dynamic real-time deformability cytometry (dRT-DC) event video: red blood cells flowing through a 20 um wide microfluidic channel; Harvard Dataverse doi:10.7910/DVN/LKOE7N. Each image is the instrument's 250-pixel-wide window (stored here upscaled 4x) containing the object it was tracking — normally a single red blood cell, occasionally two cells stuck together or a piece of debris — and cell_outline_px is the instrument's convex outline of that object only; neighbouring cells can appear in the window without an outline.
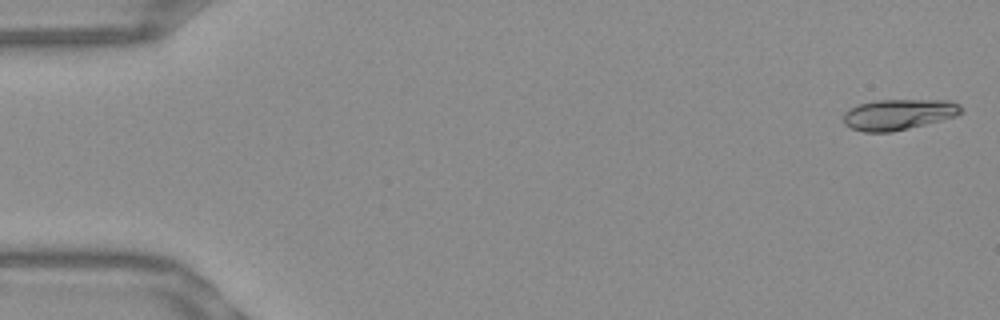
{"species": "Egyptian fruit bat (a non-hibernating species)", "species_latin": "Rousettus aegyptiacus", "temperature_condition": "warm", "stored_images_in_passage": 52, "camera_frame_rate_fps": 3000, "um_per_image_px": 0.085, "frame": {"image": 1, "passage_image": 1, "time_ms": 0.0, "image_size_px": [1000, 320], "cell_outline_px": [[964, 112], [956, 116], [892, 132], [864, 132], [852, 128], [844, 124], [844, 112], [860, 104], [876, 100], [952, 100], [960, 104], [964, 108]], "centroid_in_image_um": [76.43, 9.72], "position_along_channel_um": 8.6, "area_um2": 21.04}}
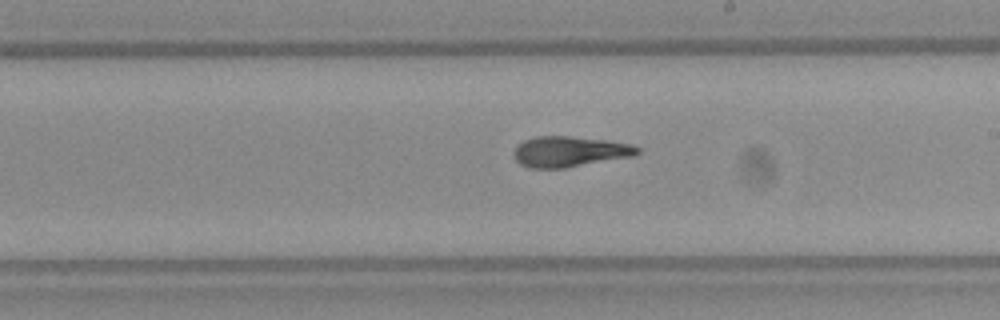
{"frame": {"image": 2, "passage_image": 30, "time_ms": 9.667, "image_size_px": [1000, 320], "cell_outline_px": [[640, 152], [636, 156], [564, 168], [528, 168], [520, 164], [512, 156], [512, 152], [516, 144], [524, 140], [536, 136], [568, 136], [608, 140], [632, 144], [640, 148]], "centroid_in_image_um": [48.4, 12.88], "position_along_channel_um": 240.6, "area_um2": 22.43}}
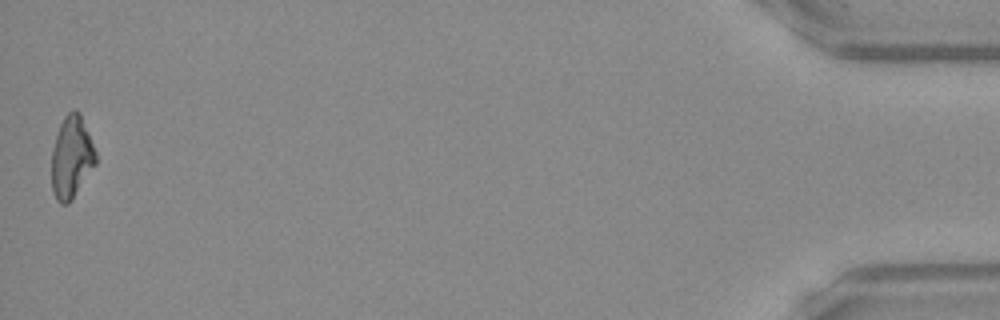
{"frame": {"image": 3, "passage_image": 52, "time_ms": 17.0, "image_size_px": [1000, 320], "cell_outline_px": [[96, 164], [72, 200], [68, 204], [60, 204], [56, 200], [52, 192], [52, 152], [56, 136], [60, 124], [64, 116], [68, 112], [76, 108], [80, 112], [96, 152]], "centroid_in_image_um": [6.08, 13.38], "position_along_channel_um": 429.1, "area_um2": 21.21}, "authors_computed_cell_mechanics": {"area_um2": 21.2993, "velocity_mm_per_s": 3.8506, "shape_relaxation_time_tau1_ms": null, "shape_relaxation_time_tau2_ms": 2.0238, "deformation_change_tau1": null, "deformation_change_tau2": 0.1081}}